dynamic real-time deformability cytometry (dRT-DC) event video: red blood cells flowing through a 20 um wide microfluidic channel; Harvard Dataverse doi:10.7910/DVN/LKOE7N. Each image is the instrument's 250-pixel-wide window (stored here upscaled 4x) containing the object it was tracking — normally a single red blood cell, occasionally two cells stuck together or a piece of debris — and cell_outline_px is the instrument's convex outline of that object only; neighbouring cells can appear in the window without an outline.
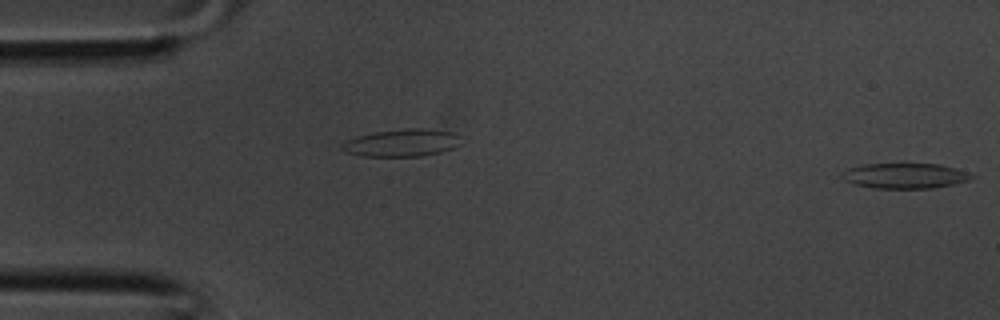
{"species": "common noctule bat (a hibernating species)", "species_latin": "Nyctalus noctula", "temperature_condition": "room temperature", "stored_images_in_passage": 10, "segment_of_instrument_passage": [2, 2], "camera_frame_rate_fps": 3000, "um_per_image_px": 0.085, "animal": {"sex": "male", "body_mass_g": 20.1, "forearm_length_mm": 53.5}, "frame": {"image": 1, "passage_image": 10, "time_ms": 3.0, "image_size_px": [1000, 320], "cell_outline_px": [[976, 176], [968, 180], [952, 184], [932, 188], [872, 188], [852, 184], [844, 180], [840, 176], [840, 172], [848, 168], [864, 164], [904, 160], [940, 164], [972, 172]], "centroid_in_image_um": [76.89, 14.88], "position_along_channel_um": 8.1, "area_um2": 20.4}}